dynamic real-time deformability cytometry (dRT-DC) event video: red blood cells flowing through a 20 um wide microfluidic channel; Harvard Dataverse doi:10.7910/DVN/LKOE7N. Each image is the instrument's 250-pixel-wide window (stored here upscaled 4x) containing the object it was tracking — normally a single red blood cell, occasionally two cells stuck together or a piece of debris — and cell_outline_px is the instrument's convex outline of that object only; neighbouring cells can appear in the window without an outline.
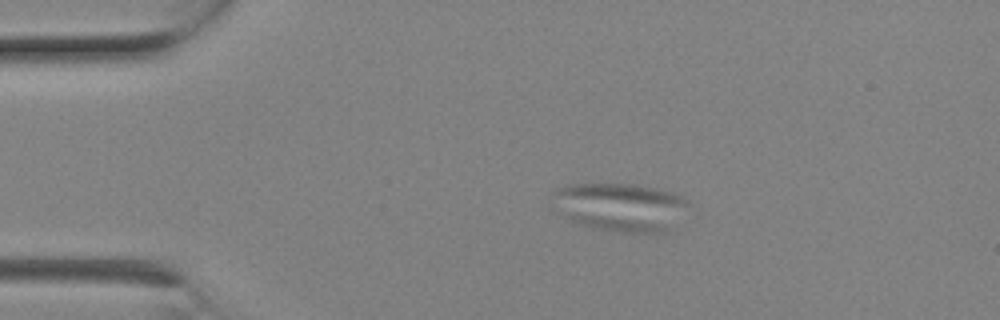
{"species": "Egyptian fruit bat (a non-hibernating species)", "species_latin": "Rousettus aegyptiacus", "temperature_condition": "room temperature", "stored_images_in_passage": 6, "camera_frame_rate_fps": 3000, "um_per_image_px": 0.085, "animal": {"sex": "female"}, "frame": {"image": 1, "passage_image": 4, "time_ms": 1.0, "image_size_px": [1000, 320], "cell_outline_px": [[688, 204], [668, 228], [664, 232], [624, 232], [592, 228], [580, 224], [564, 216], [552, 192], [552, 188], [568, 184], [636, 184], [676, 192], [688, 200]], "centroid_in_image_um": [52.71, 17.56], "position_along_channel_um": 32.3, "area_um2": 37.57}}